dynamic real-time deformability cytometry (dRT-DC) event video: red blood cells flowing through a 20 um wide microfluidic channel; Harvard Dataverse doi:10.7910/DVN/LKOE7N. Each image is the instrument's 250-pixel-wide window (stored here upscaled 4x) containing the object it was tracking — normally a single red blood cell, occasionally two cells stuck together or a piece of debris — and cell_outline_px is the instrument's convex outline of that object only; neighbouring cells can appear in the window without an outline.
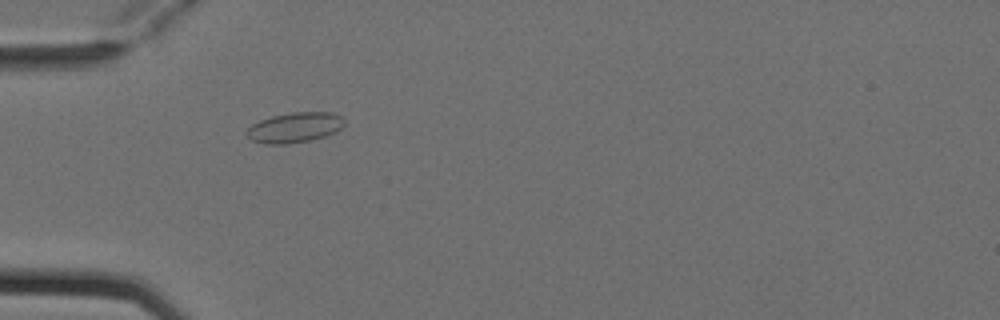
{"species": "Egyptian fruit bat (a non-hibernating species)", "species_latin": "Rousettus aegyptiacus", "temperature_condition": "cold", "stored_images_in_passage": 3, "camera_frame_rate_fps": 3000, "um_per_image_px": 0.085, "animal": {"sex": "female"}, "frame": {"image": 1, "passage_image": 1, "time_ms": 0.0, "image_size_px": [1000, 320], "cell_outline_px": [[344, 124], [336, 132], [312, 140], [288, 144], [264, 144], [252, 140], [244, 132], [252, 124], [260, 120], [272, 116], [292, 112], [332, 112], [340, 116], [344, 120]], "centroid_in_image_um": [25.03, 10.84], "position_along_channel_um": 60.0, "area_um2": 17.22}}
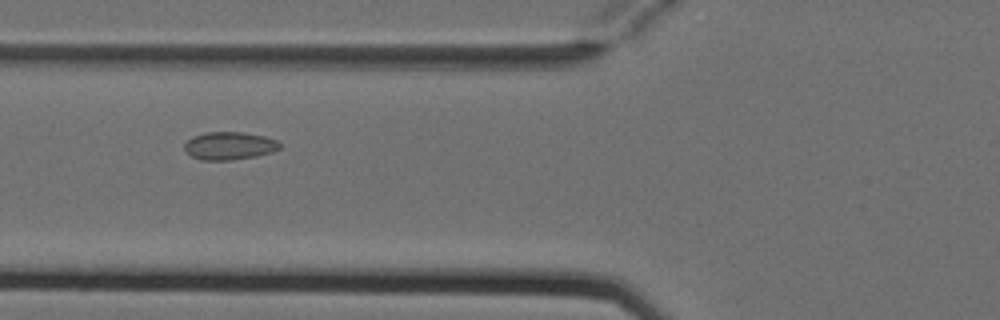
{"frame": {"image": 2, "passage_image": 2, "time_ms": 0.333, "image_size_px": [1000, 320], "cell_outline_px": [[280, 148], [272, 152], [256, 156], [232, 160], [200, 160], [192, 156], [184, 148], [184, 144], [192, 136], [204, 132], [244, 132], [264, 136], [276, 140], [280, 144]], "centroid_in_image_um": [19.48, 12.39], "position_along_channel_um": 106.3, "area_um2": 15.49}}
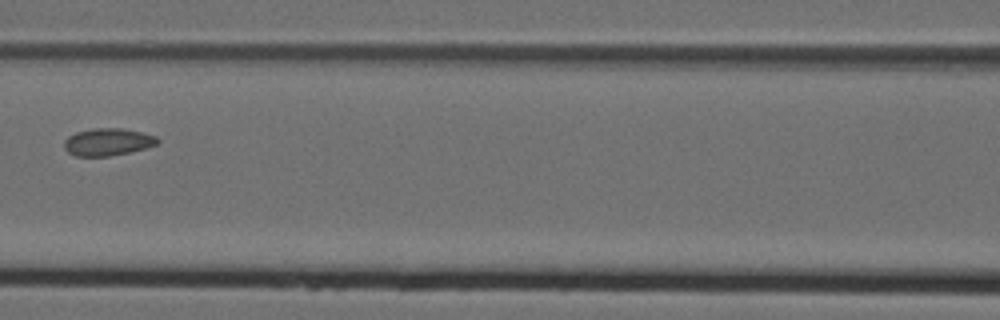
{"frame": {"image": 3, "passage_image": 3, "time_ms": 0.667, "image_size_px": [1000, 320], "cell_outline_px": [[160, 140], [156, 144], [144, 148], [128, 152], [108, 156], [76, 156], [68, 152], [64, 148], [64, 140], [68, 136], [76, 132], [92, 128], [124, 128], [156, 136]], "centroid_in_image_um": [9.12, 12.05], "position_along_channel_um": 157.5, "area_um2": 14.8}}